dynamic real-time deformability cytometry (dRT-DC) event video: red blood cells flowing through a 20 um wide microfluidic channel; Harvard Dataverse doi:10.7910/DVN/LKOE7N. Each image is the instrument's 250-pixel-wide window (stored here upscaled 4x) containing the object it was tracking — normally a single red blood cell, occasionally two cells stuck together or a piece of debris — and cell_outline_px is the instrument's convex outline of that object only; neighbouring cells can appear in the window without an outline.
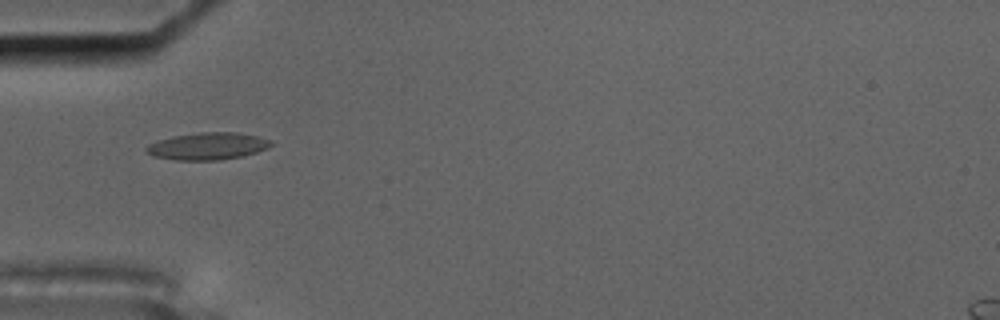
{"species": "common noctule bat (a hibernating species)", "species_latin": "Nyctalus noctula", "temperature_condition": "cold", "stored_images_in_passage": 9, "camera_frame_rate_fps": 3000, "um_per_image_px": 0.085, "animal": {"sex": "male", "body_mass_g": 17.5, "forearm_length_mm": 52.3}, "frame": {"image": 1, "passage_image": 3, "time_ms": 2.667, "image_size_px": [1000, 320], "cell_outline_px": [[276, 144], [268, 148], [244, 156], [220, 160], [176, 160], [152, 156], [144, 152], [144, 148], [148, 144], [156, 140], [172, 136], [200, 132], [236, 132], [256, 136], [272, 140]], "centroid_in_image_um": [17.63, 12.42], "position_along_channel_um": 67.4, "area_um2": 20.11}}